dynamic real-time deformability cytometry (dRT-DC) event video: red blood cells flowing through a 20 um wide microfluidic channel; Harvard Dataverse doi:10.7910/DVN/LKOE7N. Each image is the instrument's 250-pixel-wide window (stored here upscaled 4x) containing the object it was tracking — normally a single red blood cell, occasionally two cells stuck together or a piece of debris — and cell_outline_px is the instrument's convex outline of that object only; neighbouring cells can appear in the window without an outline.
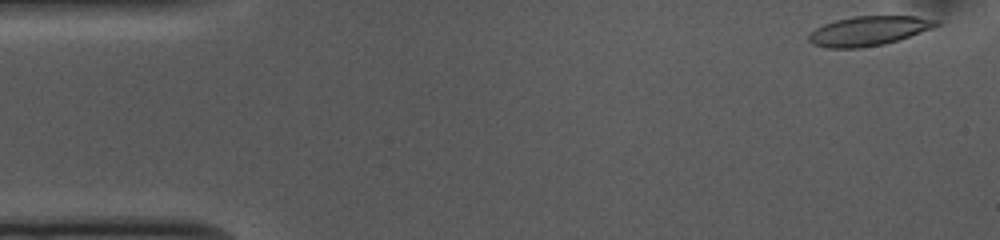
{"species": "common noctule bat (a hibernating species)", "species_latin": "Nyctalus noctula", "temperature_condition": "cold", "stored_images_in_passage": 51, "camera_frame_rate_fps": 3000, "um_per_image_px": 0.085, "animal": {"sex": "female", "body_mass_g": 10.0, "forearm_length_mm": 53.1}, "frame": {"image": 1, "passage_image": 1, "time_ms": 0.0, "image_size_px": [1000, 240], "cell_outline_px": [[940, 24], [932, 28], [884, 44], [860, 48], [828, 48], [812, 44], [808, 40], [808, 36], [816, 28], [824, 24], [836, 20], [852, 16], [916, 16], [940, 20]], "centroid_in_image_um": [73.82, 2.62], "position_along_channel_um": 11.2, "area_um2": 21.73}}
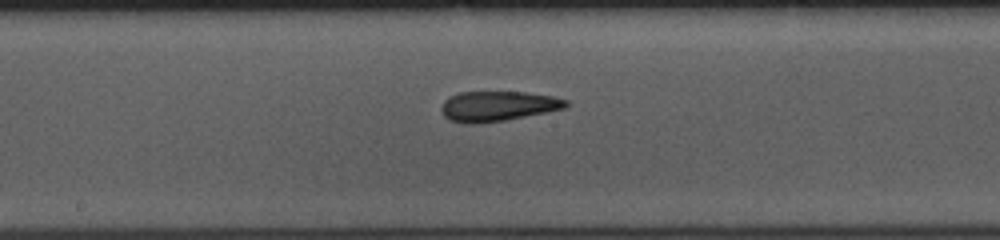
{"frame": {"image": 2, "passage_image": 25, "time_ms": 8.0, "image_size_px": [1000, 240], "cell_outline_px": [[568, 108], [504, 120], [472, 124], [464, 124], [448, 120], [444, 116], [440, 108], [444, 100], [448, 96], [460, 92], [524, 92], [552, 96], [568, 100]], "centroid_in_image_um": [42.28, 9.02], "position_along_channel_um": 205.9, "area_um2": 21.96}}
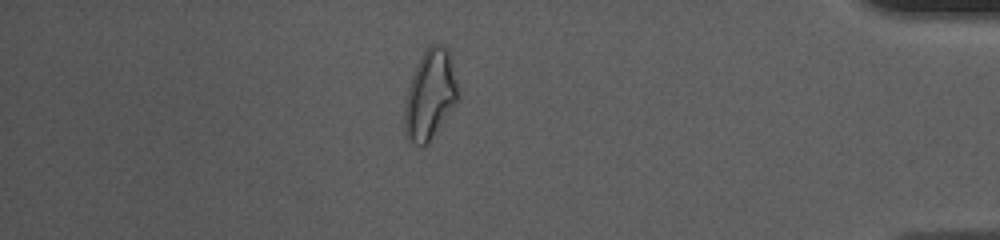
{"frame": {"image": 3, "passage_image": 44, "time_ms": 14.333, "image_size_px": [1000, 240], "cell_outline_px": [[460, 96], [456, 104], [428, 144], [424, 148], [420, 148], [408, 140], [404, 136], [404, 100], [412, 76], [428, 44], [440, 44], [448, 52], [460, 92]], "centroid_in_image_um": [36.54, 8.15], "position_along_channel_um": 398.7, "area_um2": 28.09}, "authors_computed_cell_mechanics": {"area_um2": 22.3686, "velocity_mm_per_s": 3.7185, "shape_relaxation_time_tau1_ms": 5.4516, "shape_relaxation_time_tau2_ms": 2.9347, "deformation_change_tau1": 0.1861, "deformation_change_tau2": 0.1285}}